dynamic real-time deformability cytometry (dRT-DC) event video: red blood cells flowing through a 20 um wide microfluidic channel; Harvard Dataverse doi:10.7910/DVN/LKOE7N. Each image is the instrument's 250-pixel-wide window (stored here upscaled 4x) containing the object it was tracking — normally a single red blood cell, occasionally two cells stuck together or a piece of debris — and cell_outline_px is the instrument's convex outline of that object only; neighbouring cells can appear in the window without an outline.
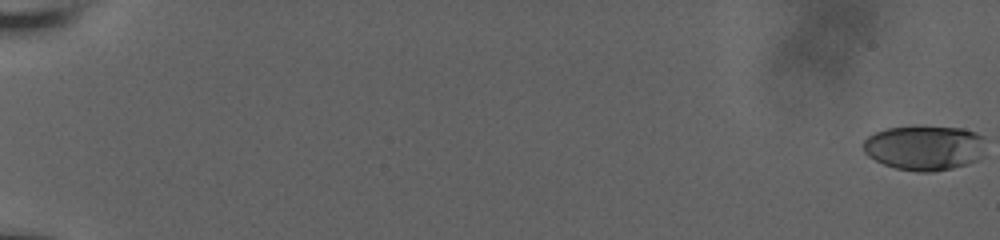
{"species": "human", "species_latin": "Homo sapiens", "temperature_condition": "room temperature", "stored_images_in_passage": 59, "camera_frame_rate_fps": 3000, "um_per_image_px": 0.085, "donor": {"sex": "male"}, "frame": {"image": 1, "passage_image": 1, "time_ms": 0.0, "image_size_px": [1000, 240], "cell_outline_px": [[984, 136], [976, 160], [968, 164], [952, 168], [932, 172], [920, 172], [896, 168], [884, 164], [868, 156], [864, 152], [864, 140], [868, 136], [876, 132], [888, 128], [964, 128], [976, 132]], "centroid_in_image_um": [78.54, 12.58], "position_along_channel_um": 6.5, "area_um2": 31.1}}
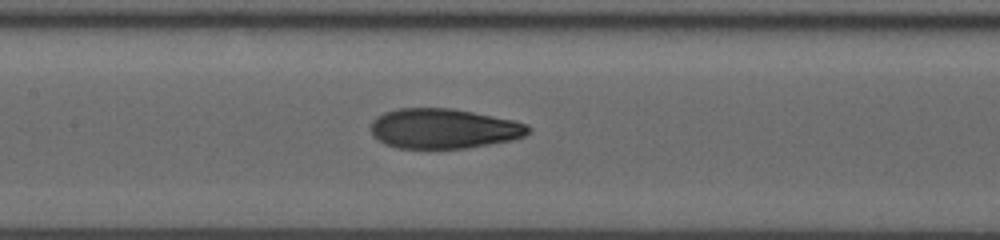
{"frame": {"image": 2, "passage_image": 32, "time_ms": 10.333, "image_size_px": [1000, 240], "cell_outline_px": [[532, 128], [524, 136], [512, 140], [464, 148], [396, 148], [384, 144], [376, 140], [372, 136], [372, 120], [376, 116], [384, 112], [396, 108], [452, 108], [512, 120], [528, 124]], "centroid_in_image_um": [37.66, 10.93], "position_along_channel_um": 169.7, "area_um2": 36.7}}
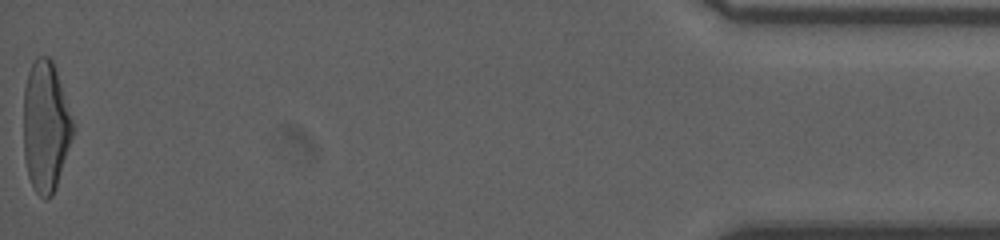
{"frame": {"image": 3, "passage_image": 59, "time_ms": 19.333, "image_size_px": [1000, 240], "cell_outline_px": [[72, 136], [56, 188], [52, 196], [44, 200], [36, 192], [28, 176], [24, 156], [24, 88], [28, 72], [36, 56], [48, 56], [52, 60], [72, 120]], "centroid_in_image_um": [3.85, 10.77], "position_along_channel_um": 431.4, "area_um2": 36.93}, "authors_computed_cell_mechanics": {"area_um2": 36.4718, "velocity_mm_per_s": 3.8655, "shape_relaxation_time_tau1_ms": 6.8138, "shape_relaxation_time_tau2_ms": 1.1271, "deformation_change_tau1": 0.2414, "deformation_change_tau2": 0.0787}}